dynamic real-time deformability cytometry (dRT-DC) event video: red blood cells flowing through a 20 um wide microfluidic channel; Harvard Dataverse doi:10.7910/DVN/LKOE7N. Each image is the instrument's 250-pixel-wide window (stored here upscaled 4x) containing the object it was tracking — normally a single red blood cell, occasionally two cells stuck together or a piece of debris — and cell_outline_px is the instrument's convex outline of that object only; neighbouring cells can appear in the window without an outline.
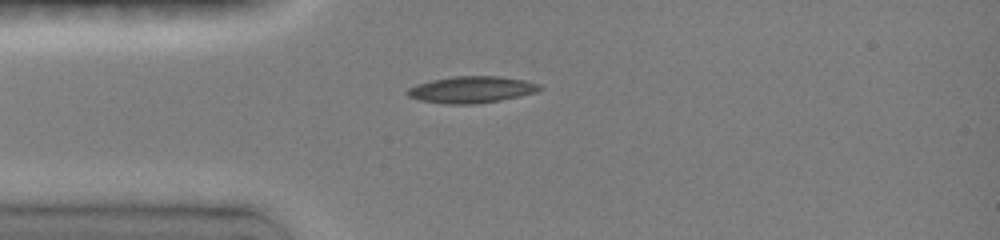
{"species": "common noctule bat (a hibernating species)", "species_latin": "Nyctalus noctula", "temperature_condition": "room temperature", "stored_images_in_passage": 41, "camera_frame_rate_fps": 3000, "um_per_image_px": 0.085, "animal": {"sex": "female", "body_mass_g": 19.0, "forearm_length_mm": 51.5}, "frame": {"image": 1, "passage_image": 1, "time_ms": 0.0, "image_size_px": [1000, 240], "cell_outline_px": [[544, 88], [536, 92], [500, 100], [476, 104], [448, 104], [420, 100], [408, 96], [404, 92], [408, 88], [416, 84], [432, 80], [452, 76], [500, 76], [524, 80], [540, 84]], "centroid_in_image_um": [40.07, 7.61], "position_along_channel_um": 44.9, "area_um2": 20.58}}
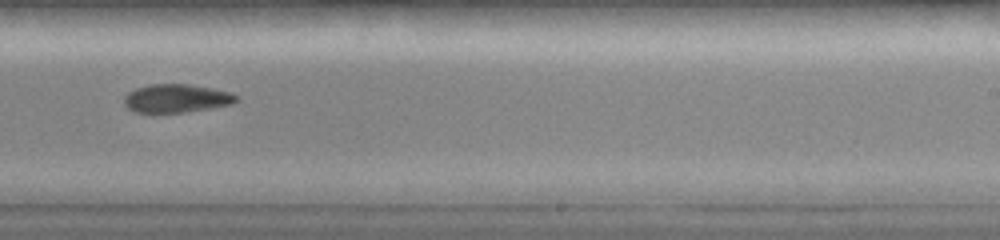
{"frame": {"image": 2, "passage_image": 21, "time_ms": 6.0, "image_size_px": [1000, 240], "cell_outline_px": [[236, 100], [232, 104], [184, 112], [136, 112], [128, 108], [124, 104], [124, 96], [128, 92], [136, 88], [148, 84], [188, 84], [212, 88], [232, 92], [236, 96]], "centroid_in_image_um": [14.96, 8.35], "position_along_channel_um": 274.0, "area_um2": 18.38}}
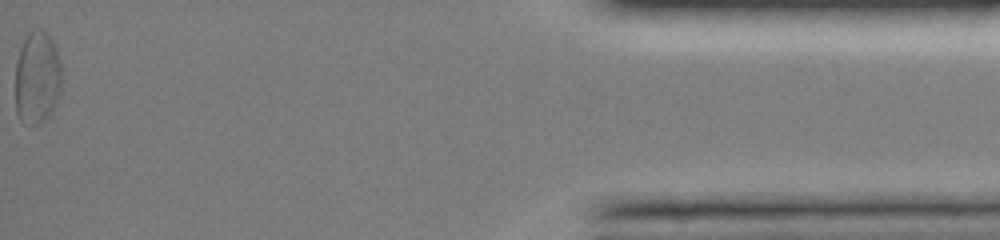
{"frame": {"image": 3, "passage_image": 41, "time_ms": 12.0, "image_size_px": [1000, 240], "cell_outline_px": [[60, 92], [48, 116], [44, 120], [36, 124], [32, 124], [20, 120], [16, 112], [16, 60], [20, 48], [28, 32], [32, 28], [48, 32], [52, 36], [56, 48], [60, 64]], "centroid_in_image_um": [3.15, 6.54], "position_along_channel_um": 432.1, "area_um2": 24.97}}